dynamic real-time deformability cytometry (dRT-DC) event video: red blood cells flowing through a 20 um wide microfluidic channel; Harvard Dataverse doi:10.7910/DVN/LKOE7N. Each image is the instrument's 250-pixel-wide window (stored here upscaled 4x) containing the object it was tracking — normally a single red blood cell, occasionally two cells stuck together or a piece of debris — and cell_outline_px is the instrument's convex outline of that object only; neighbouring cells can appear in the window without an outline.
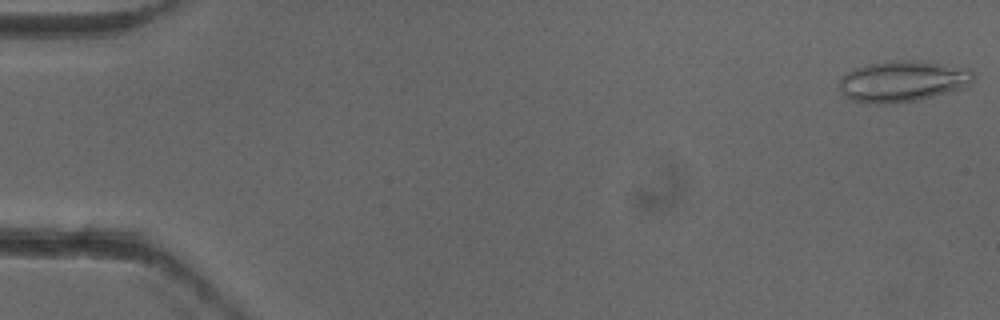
{"species": "common noctule bat (a hibernating species)", "species_latin": "Nyctalus noctula", "temperature_condition": "cold", "stored_images_in_passage": 11, "camera_frame_rate_fps": 3000, "um_per_image_px": 0.085, "animal": {"sex": "female"}, "frame": {"image": 1, "passage_image": 1, "time_ms": 0.0, "image_size_px": [1000, 320], "cell_outline_px": [[976, 76], [972, 84], [968, 88], [916, 100], [888, 104], [868, 104], [852, 100], [844, 96], [840, 92], [840, 76], [856, 68], [868, 64], [892, 60], [924, 60], [968, 68]], "centroid_in_image_um": [76.78, 6.9], "position_along_channel_um": 8.2, "area_um2": 32.77}}